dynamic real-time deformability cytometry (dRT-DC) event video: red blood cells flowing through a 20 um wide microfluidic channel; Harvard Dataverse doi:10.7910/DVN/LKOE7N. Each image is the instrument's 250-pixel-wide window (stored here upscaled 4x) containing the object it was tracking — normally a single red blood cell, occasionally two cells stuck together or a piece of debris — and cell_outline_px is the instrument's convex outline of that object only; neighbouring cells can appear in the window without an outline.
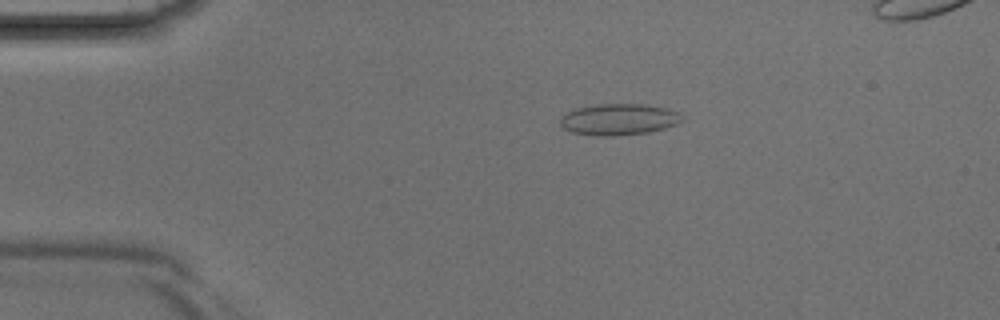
{"species": "Egyptian fruit bat (a non-hibernating species)", "species_latin": "Rousettus aegyptiacus", "temperature_condition": "room temperature", "stored_images_in_passage": 4, "camera_frame_rate_fps": 3000, "um_per_image_px": 0.085, "animal": {"sex": "male"}, "frame": {"image": 1, "passage_image": 2, "time_ms": 0.333, "image_size_px": [1000, 320], "cell_outline_px": [[684, 120], [676, 124], [664, 128], [648, 132], [612, 136], [596, 136], [572, 132], [564, 128], [560, 124], [560, 116], [576, 108], [596, 104], [644, 104], [668, 108], [676, 112]], "centroid_in_image_um": [52.57, 10.14], "position_along_channel_um": 32.4, "area_um2": 22.2}}